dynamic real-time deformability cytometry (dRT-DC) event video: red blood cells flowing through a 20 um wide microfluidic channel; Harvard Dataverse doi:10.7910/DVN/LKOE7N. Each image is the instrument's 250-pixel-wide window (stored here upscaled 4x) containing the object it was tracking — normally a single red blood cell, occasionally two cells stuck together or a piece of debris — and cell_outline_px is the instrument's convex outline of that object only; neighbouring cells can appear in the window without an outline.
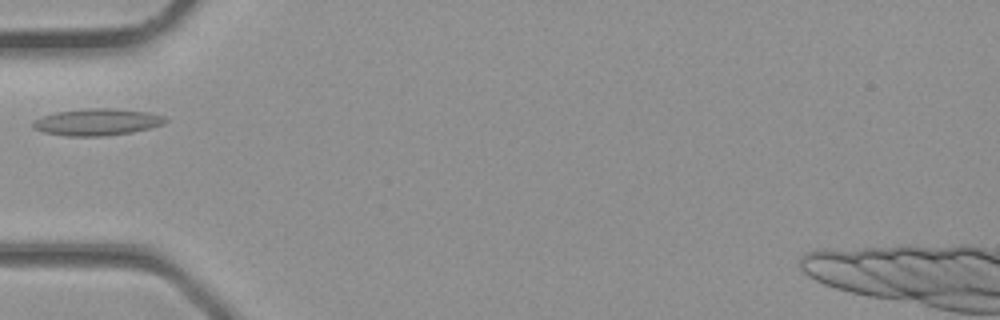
{"species": "common noctule bat (a hibernating species)", "species_latin": "Nyctalus noctula", "temperature_condition": "room temperature", "stored_images_in_passage": 23, "camera_frame_rate_fps": 3000, "um_per_image_px": 0.085, "animal": {"sex": "male", "body_mass_g": 23.1, "forearm_length_mm": 52.7}, "frame": {"image": 1, "passage_image": 1, "time_ms": 0.0, "image_size_px": [1000, 320], "cell_outline_px": [[168, 120], [164, 124], [132, 132], [104, 136], [68, 136], [44, 132], [32, 128], [32, 120], [56, 112], [88, 108], [112, 108], [148, 112], [164, 116]], "centroid_in_image_um": [8.25, 10.37], "position_along_channel_um": 76.8, "area_um2": 20.63}}
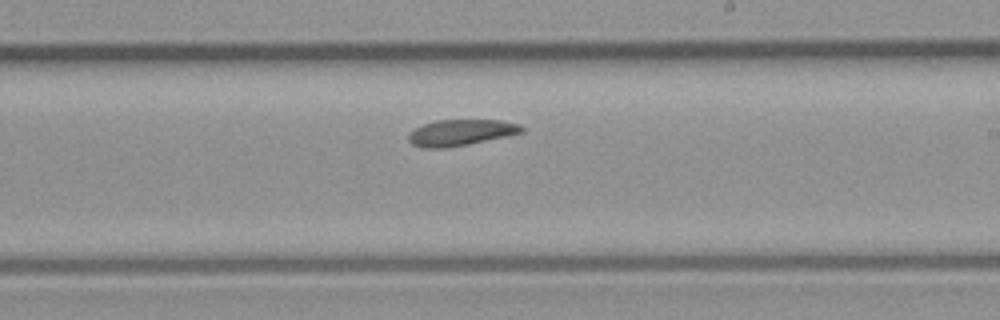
{"frame": {"image": 2, "passage_image": 10, "time_ms": 3.0, "image_size_px": [1000, 320], "cell_outline_px": [[524, 132], [468, 144], [444, 148], [424, 148], [412, 144], [408, 140], [408, 136], [416, 128], [424, 124], [436, 120], [500, 120], [520, 124], [524, 128]], "centroid_in_image_um": [39.18, 11.26], "position_along_channel_um": 249.8, "area_um2": 17.05}}
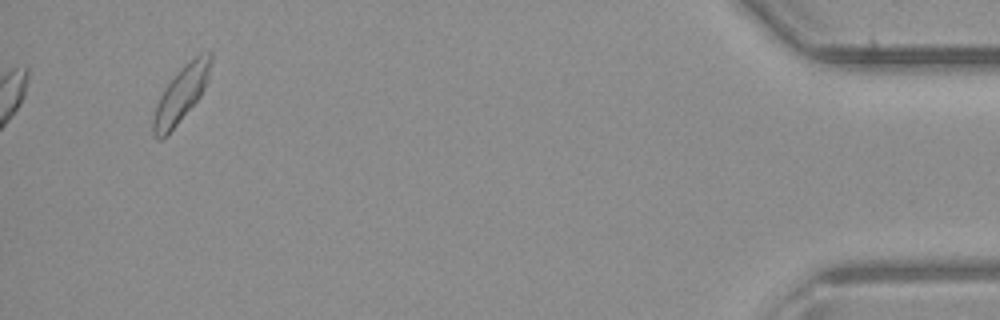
{"frame": {"image": 3, "passage_image": 23, "time_ms": 7.333, "image_size_px": [1000, 320], "cell_outline_px": [[212, 60], [208, 80], [200, 96], [176, 124], [160, 140], [152, 132], [152, 120], [156, 104], [160, 96], [168, 84], [180, 68], [184, 64], [200, 52], [212, 52]], "centroid_in_image_um": [15.41, 7.94], "position_along_channel_um": 419.8, "area_um2": 18.26}}